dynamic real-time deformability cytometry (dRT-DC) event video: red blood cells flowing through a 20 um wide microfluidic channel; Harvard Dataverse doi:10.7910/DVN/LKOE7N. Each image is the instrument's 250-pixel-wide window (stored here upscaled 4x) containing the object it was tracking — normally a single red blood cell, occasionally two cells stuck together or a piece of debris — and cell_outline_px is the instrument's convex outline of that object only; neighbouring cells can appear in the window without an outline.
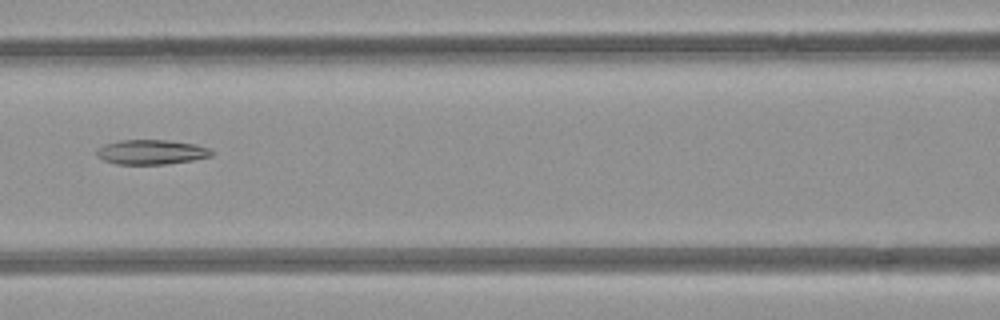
{"species": "common noctule bat (a hibernating species)", "species_latin": "Nyctalus noctula", "temperature_condition": "room temperature", "stored_images_in_passage": 4, "camera_frame_rate_fps": 3000, "um_per_image_px": 0.085, "animal": {"sex": "female", "body_mass_g": 21.9}, "frame": {"image": 1, "passage_image": 4, "time_ms": 3.333, "image_size_px": [1000, 320], "cell_outline_px": [[212, 156], [192, 160], [164, 164], [116, 164], [104, 160], [96, 156], [96, 152], [104, 144], [120, 140], [168, 140], [196, 144], [208, 148], [212, 152]], "centroid_in_image_um": [12.85, 12.92], "position_along_channel_um": 153.8, "area_um2": 16.42}}